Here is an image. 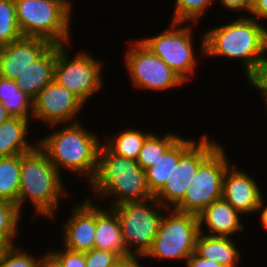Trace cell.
<instances>
[{"label":"cell","instance_id":"cell-1","mask_svg":"<svg viewBox=\"0 0 267 267\" xmlns=\"http://www.w3.org/2000/svg\"><path fill=\"white\" fill-rule=\"evenodd\" d=\"M248 15L214 26L201 34V57L241 61L247 79L267 58V27Z\"/></svg>","mask_w":267,"mask_h":267},{"label":"cell","instance_id":"cell-2","mask_svg":"<svg viewBox=\"0 0 267 267\" xmlns=\"http://www.w3.org/2000/svg\"><path fill=\"white\" fill-rule=\"evenodd\" d=\"M81 121L65 126L62 124L61 128H57L60 124L50 126L52 132L38 138V146L60 174L63 169V172L82 176L89 185L97 172L102 140L96 132L93 133L94 130L84 127Z\"/></svg>","mask_w":267,"mask_h":267},{"label":"cell","instance_id":"cell-3","mask_svg":"<svg viewBox=\"0 0 267 267\" xmlns=\"http://www.w3.org/2000/svg\"><path fill=\"white\" fill-rule=\"evenodd\" d=\"M88 188L94 194V197L88 196L91 200L97 198L105 202L114 197L109 208L154 197L147 184L146 171L137 160L113 153L103 142L99 148L97 172Z\"/></svg>","mask_w":267,"mask_h":267},{"label":"cell","instance_id":"cell-4","mask_svg":"<svg viewBox=\"0 0 267 267\" xmlns=\"http://www.w3.org/2000/svg\"><path fill=\"white\" fill-rule=\"evenodd\" d=\"M61 175L39 146L21 154L19 212L29 201L36 216L54 219L62 197L69 196Z\"/></svg>","mask_w":267,"mask_h":267},{"label":"cell","instance_id":"cell-5","mask_svg":"<svg viewBox=\"0 0 267 267\" xmlns=\"http://www.w3.org/2000/svg\"><path fill=\"white\" fill-rule=\"evenodd\" d=\"M23 37L42 38L53 45L71 43L72 0H14Z\"/></svg>","mask_w":267,"mask_h":267},{"label":"cell","instance_id":"cell-6","mask_svg":"<svg viewBox=\"0 0 267 267\" xmlns=\"http://www.w3.org/2000/svg\"><path fill=\"white\" fill-rule=\"evenodd\" d=\"M196 25L170 21L169 27L157 35L139 38L148 50L161 58L186 84L193 80L192 77L198 72L196 69L200 65L193 44V27Z\"/></svg>","mask_w":267,"mask_h":267},{"label":"cell","instance_id":"cell-7","mask_svg":"<svg viewBox=\"0 0 267 267\" xmlns=\"http://www.w3.org/2000/svg\"><path fill=\"white\" fill-rule=\"evenodd\" d=\"M200 234L197 215L168 208L161 219L152 247L144 259L160 261H185L195 252ZM163 259V260H162Z\"/></svg>","mask_w":267,"mask_h":267},{"label":"cell","instance_id":"cell-8","mask_svg":"<svg viewBox=\"0 0 267 267\" xmlns=\"http://www.w3.org/2000/svg\"><path fill=\"white\" fill-rule=\"evenodd\" d=\"M117 213L127 255H143L152 247L164 212L168 209L155 198L112 207Z\"/></svg>","mask_w":267,"mask_h":267},{"label":"cell","instance_id":"cell-9","mask_svg":"<svg viewBox=\"0 0 267 267\" xmlns=\"http://www.w3.org/2000/svg\"><path fill=\"white\" fill-rule=\"evenodd\" d=\"M69 53H71L69 44L58 45L54 80L87 104L89 99L101 92L104 85L102 73L104 61L98 60L87 51L82 52L81 50L74 56Z\"/></svg>","mask_w":267,"mask_h":267},{"label":"cell","instance_id":"cell-10","mask_svg":"<svg viewBox=\"0 0 267 267\" xmlns=\"http://www.w3.org/2000/svg\"><path fill=\"white\" fill-rule=\"evenodd\" d=\"M128 43H130V47L125 52L123 63L134 87L151 92H165L183 84L186 85L161 58L148 50L139 39L131 40Z\"/></svg>","mask_w":267,"mask_h":267},{"label":"cell","instance_id":"cell-11","mask_svg":"<svg viewBox=\"0 0 267 267\" xmlns=\"http://www.w3.org/2000/svg\"><path fill=\"white\" fill-rule=\"evenodd\" d=\"M220 145L199 167L176 211L199 215L206 207L222 198L223 176L232 163Z\"/></svg>","mask_w":267,"mask_h":267},{"label":"cell","instance_id":"cell-12","mask_svg":"<svg viewBox=\"0 0 267 267\" xmlns=\"http://www.w3.org/2000/svg\"><path fill=\"white\" fill-rule=\"evenodd\" d=\"M202 134L180 158L163 188L154 196L162 206L174 208L192 184L200 165L221 145L217 138ZM219 142V143H218Z\"/></svg>","mask_w":267,"mask_h":267},{"label":"cell","instance_id":"cell-13","mask_svg":"<svg viewBox=\"0 0 267 267\" xmlns=\"http://www.w3.org/2000/svg\"><path fill=\"white\" fill-rule=\"evenodd\" d=\"M86 104L55 80L45 86L33 100L32 120L52 125L76 123ZM77 117V118H76Z\"/></svg>","mask_w":267,"mask_h":267},{"label":"cell","instance_id":"cell-14","mask_svg":"<svg viewBox=\"0 0 267 267\" xmlns=\"http://www.w3.org/2000/svg\"><path fill=\"white\" fill-rule=\"evenodd\" d=\"M236 165L233 162L224 173L222 197L243 216L256 214L264 193L257 180Z\"/></svg>","mask_w":267,"mask_h":267},{"label":"cell","instance_id":"cell-15","mask_svg":"<svg viewBox=\"0 0 267 267\" xmlns=\"http://www.w3.org/2000/svg\"><path fill=\"white\" fill-rule=\"evenodd\" d=\"M83 200L73 204L71 215L62 224L61 245L72 251L94 249L96 202L88 197Z\"/></svg>","mask_w":267,"mask_h":267},{"label":"cell","instance_id":"cell-16","mask_svg":"<svg viewBox=\"0 0 267 267\" xmlns=\"http://www.w3.org/2000/svg\"><path fill=\"white\" fill-rule=\"evenodd\" d=\"M52 46L48 40L32 37L0 46V77L16 80Z\"/></svg>","mask_w":267,"mask_h":267},{"label":"cell","instance_id":"cell-17","mask_svg":"<svg viewBox=\"0 0 267 267\" xmlns=\"http://www.w3.org/2000/svg\"><path fill=\"white\" fill-rule=\"evenodd\" d=\"M240 216L242 217V214L223 197L217 199L197 216L200 233L221 237H232L242 233L245 224L241 222Z\"/></svg>","mask_w":267,"mask_h":267},{"label":"cell","instance_id":"cell-18","mask_svg":"<svg viewBox=\"0 0 267 267\" xmlns=\"http://www.w3.org/2000/svg\"><path fill=\"white\" fill-rule=\"evenodd\" d=\"M96 204V227L94 248L126 256L127 250L122 238L121 226L117 213L112 208Z\"/></svg>","mask_w":267,"mask_h":267},{"label":"cell","instance_id":"cell-19","mask_svg":"<svg viewBox=\"0 0 267 267\" xmlns=\"http://www.w3.org/2000/svg\"><path fill=\"white\" fill-rule=\"evenodd\" d=\"M57 59L58 45H53L15 80L18 88L34 100L45 86L54 81Z\"/></svg>","mask_w":267,"mask_h":267},{"label":"cell","instance_id":"cell-20","mask_svg":"<svg viewBox=\"0 0 267 267\" xmlns=\"http://www.w3.org/2000/svg\"><path fill=\"white\" fill-rule=\"evenodd\" d=\"M32 119L11 117L0 125V158L31 152L38 146L36 141L27 140ZM31 121V122H30ZM29 131V132H28ZM35 142V143H34Z\"/></svg>","mask_w":267,"mask_h":267},{"label":"cell","instance_id":"cell-21","mask_svg":"<svg viewBox=\"0 0 267 267\" xmlns=\"http://www.w3.org/2000/svg\"><path fill=\"white\" fill-rule=\"evenodd\" d=\"M233 237L208 236L200 233L196 240L195 253L211 259L224 267H238L241 251Z\"/></svg>","mask_w":267,"mask_h":267},{"label":"cell","instance_id":"cell-22","mask_svg":"<svg viewBox=\"0 0 267 267\" xmlns=\"http://www.w3.org/2000/svg\"><path fill=\"white\" fill-rule=\"evenodd\" d=\"M196 142V138L180 137L154 166L147 168L146 178L151 193L155 196L165 185L176 168L179 158Z\"/></svg>","mask_w":267,"mask_h":267},{"label":"cell","instance_id":"cell-23","mask_svg":"<svg viewBox=\"0 0 267 267\" xmlns=\"http://www.w3.org/2000/svg\"><path fill=\"white\" fill-rule=\"evenodd\" d=\"M151 132L134 129V127L126 128L118 134L106 135L102 142L115 154L137 160L142 144ZM109 136V137H108Z\"/></svg>","mask_w":267,"mask_h":267},{"label":"cell","instance_id":"cell-24","mask_svg":"<svg viewBox=\"0 0 267 267\" xmlns=\"http://www.w3.org/2000/svg\"><path fill=\"white\" fill-rule=\"evenodd\" d=\"M0 102L12 117L32 119L33 100L18 88L15 80L0 77Z\"/></svg>","mask_w":267,"mask_h":267},{"label":"cell","instance_id":"cell-25","mask_svg":"<svg viewBox=\"0 0 267 267\" xmlns=\"http://www.w3.org/2000/svg\"><path fill=\"white\" fill-rule=\"evenodd\" d=\"M21 154L0 158V200L17 205L20 191Z\"/></svg>","mask_w":267,"mask_h":267},{"label":"cell","instance_id":"cell-26","mask_svg":"<svg viewBox=\"0 0 267 267\" xmlns=\"http://www.w3.org/2000/svg\"><path fill=\"white\" fill-rule=\"evenodd\" d=\"M169 132L162 136L151 132L146 137L137 158V162L143 170L154 166V163L162 158L164 153L181 137L177 133Z\"/></svg>","mask_w":267,"mask_h":267},{"label":"cell","instance_id":"cell-27","mask_svg":"<svg viewBox=\"0 0 267 267\" xmlns=\"http://www.w3.org/2000/svg\"><path fill=\"white\" fill-rule=\"evenodd\" d=\"M22 214L19 212L17 205L0 200V242L5 246L17 245L16 236L20 235L19 231ZM15 242V243H14Z\"/></svg>","mask_w":267,"mask_h":267},{"label":"cell","instance_id":"cell-28","mask_svg":"<svg viewBox=\"0 0 267 267\" xmlns=\"http://www.w3.org/2000/svg\"><path fill=\"white\" fill-rule=\"evenodd\" d=\"M23 247L20 243L5 247L0 255V267H42L48 259V251L37 257Z\"/></svg>","mask_w":267,"mask_h":267},{"label":"cell","instance_id":"cell-29","mask_svg":"<svg viewBox=\"0 0 267 267\" xmlns=\"http://www.w3.org/2000/svg\"><path fill=\"white\" fill-rule=\"evenodd\" d=\"M218 0H175L170 21L198 23Z\"/></svg>","mask_w":267,"mask_h":267},{"label":"cell","instance_id":"cell-30","mask_svg":"<svg viewBox=\"0 0 267 267\" xmlns=\"http://www.w3.org/2000/svg\"><path fill=\"white\" fill-rule=\"evenodd\" d=\"M23 37L17 21L14 0H0V46Z\"/></svg>","mask_w":267,"mask_h":267},{"label":"cell","instance_id":"cell-31","mask_svg":"<svg viewBox=\"0 0 267 267\" xmlns=\"http://www.w3.org/2000/svg\"><path fill=\"white\" fill-rule=\"evenodd\" d=\"M48 251V260L56 267H85V252L72 251L64 246Z\"/></svg>","mask_w":267,"mask_h":267},{"label":"cell","instance_id":"cell-32","mask_svg":"<svg viewBox=\"0 0 267 267\" xmlns=\"http://www.w3.org/2000/svg\"><path fill=\"white\" fill-rule=\"evenodd\" d=\"M118 258L114 252L94 248L85 252V267H113Z\"/></svg>","mask_w":267,"mask_h":267},{"label":"cell","instance_id":"cell-33","mask_svg":"<svg viewBox=\"0 0 267 267\" xmlns=\"http://www.w3.org/2000/svg\"><path fill=\"white\" fill-rule=\"evenodd\" d=\"M250 87L259 91V96L264 101L267 109V58L259 67L247 78Z\"/></svg>","mask_w":267,"mask_h":267},{"label":"cell","instance_id":"cell-34","mask_svg":"<svg viewBox=\"0 0 267 267\" xmlns=\"http://www.w3.org/2000/svg\"><path fill=\"white\" fill-rule=\"evenodd\" d=\"M219 4L225 8L227 11L229 10V12H238L237 15H239L240 12H244V13H240L241 16H245V14H249L251 11V7L253 4V0H219L218 1Z\"/></svg>","mask_w":267,"mask_h":267},{"label":"cell","instance_id":"cell-35","mask_svg":"<svg viewBox=\"0 0 267 267\" xmlns=\"http://www.w3.org/2000/svg\"><path fill=\"white\" fill-rule=\"evenodd\" d=\"M249 14L248 16L255 18L258 22H267V0H253Z\"/></svg>","mask_w":267,"mask_h":267},{"label":"cell","instance_id":"cell-36","mask_svg":"<svg viewBox=\"0 0 267 267\" xmlns=\"http://www.w3.org/2000/svg\"><path fill=\"white\" fill-rule=\"evenodd\" d=\"M185 267H224V266L220 265L219 263L211 259L202 258L195 252H193L191 256L188 258Z\"/></svg>","mask_w":267,"mask_h":267},{"label":"cell","instance_id":"cell-37","mask_svg":"<svg viewBox=\"0 0 267 267\" xmlns=\"http://www.w3.org/2000/svg\"><path fill=\"white\" fill-rule=\"evenodd\" d=\"M144 260L145 258L143 255H126L119 257L113 267H143L140 260Z\"/></svg>","mask_w":267,"mask_h":267},{"label":"cell","instance_id":"cell-38","mask_svg":"<svg viewBox=\"0 0 267 267\" xmlns=\"http://www.w3.org/2000/svg\"><path fill=\"white\" fill-rule=\"evenodd\" d=\"M264 196L262 197L261 201H260V205L257 209L256 213H259L260 217V222L262 223V227L267 230V201H265V199H263Z\"/></svg>","mask_w":267,"mask_h":267},{"label":"cell","instance_id":"cell-39","mask_svg":"<svg viewBox=\"0 0 267 267\" xmlns=\"http://www.w3.org/2000/svg\"><path fill=\"white\" fill-rule=\"evenodd\" d=\"M11 117L5 106L0 102V125Z\"/></svg>","mask_w":267,"mask_h":267},{"label":"cell","instance_id":"cell-40","mask_svg":"<svg viewBox=\"0 0 267 267\" xmlns=\"http://www.w3.org/2000/svg\"><path fill=\"white\" fill-rule=\"evenodd\" d=\"M42 267H56V266L53 265V264L47 259L46 262L42 265Z\"/></svg>","mask_w":267,"mask_h":267},{"label":"cell","instance_id":"cell-41","mask_svg":"<svg viewBox=\"0 0 267 267\" xmlns=\"http://www.w3.org/2000/svg\"><path fill=\"white\" fill-rule=\"evenodd\" d=\"M4 248H5V246L0 242V255H1V252L3 251Z\"/></svg>","mask_w":267,"mask_h":267}]
</instances>
